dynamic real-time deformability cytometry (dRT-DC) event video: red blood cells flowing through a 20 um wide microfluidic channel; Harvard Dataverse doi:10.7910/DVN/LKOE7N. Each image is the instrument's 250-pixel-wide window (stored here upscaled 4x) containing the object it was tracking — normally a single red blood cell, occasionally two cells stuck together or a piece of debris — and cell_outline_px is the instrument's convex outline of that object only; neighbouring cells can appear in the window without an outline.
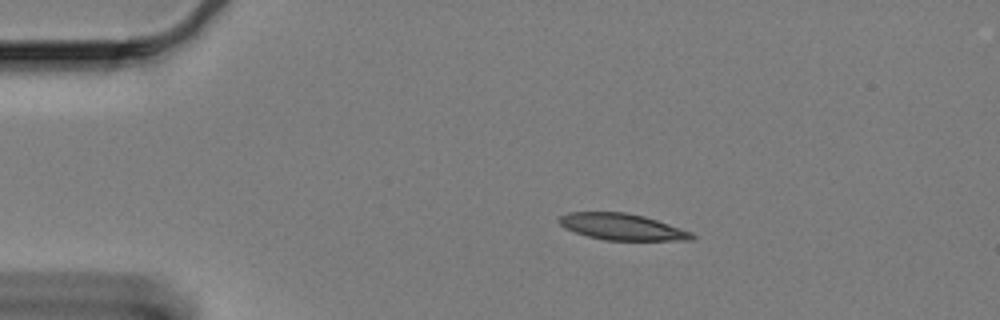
{"species": "Egyptian fruit bat (a non-hibernating species)", "species_latin": "Rousettus aegyptiacus", "temperature_condition": "cold", "stored_images_in_passage": 50, "camera_frame_rate_fps": 3000, "um_per_image_px": 0.085, "animal": {"sex": "female"}, "frame": {"image": 1, "passage_image": 1, "time_ms": 0.0, "image_size_px": [1000, 320], "cell_outline_px": [[696, 236], [692, 240], [604, 240], [588, 236], [564, 228], [560, 224], [560, 216], [568, 212], [624, 212], [644, 216], [692, 232]], "centroid_in_image_um": [52.88, 19.28], "position_along_channel_um": 32.1, "area_um2": 20.23}}
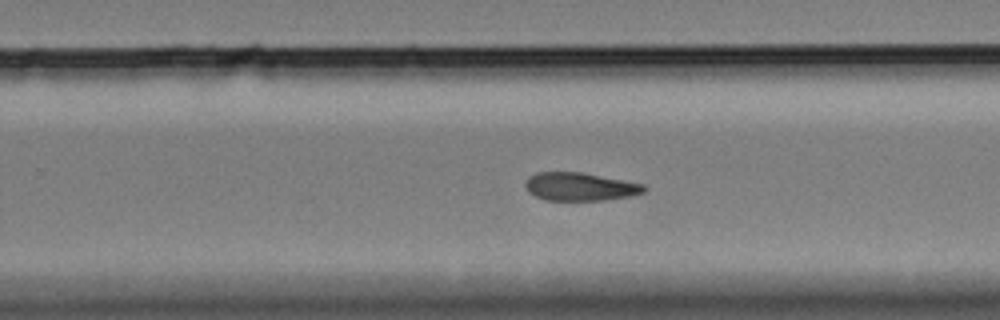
{"frame": {"image": 2, "passage_image": 28, "time_ms": 9.0, "image_size_px": [1000, 320], "cell_outline_px": [[648, 188], [644, 192], [632, 196], [604, 200], [544, 200], [528, 192], [524, 184], [528, 176], [536, 172], [580, 172], [644, 184]], "centroid_in_image_um": [49.29, 15.87], "position_along_channel_um": 280.5, "area_um2": 19.54}}
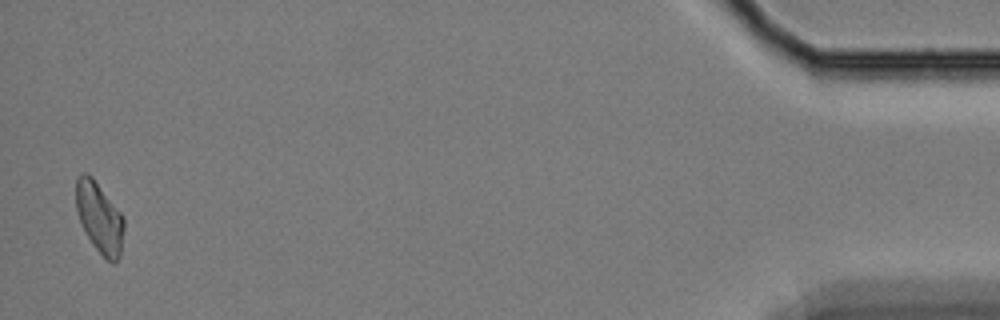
{"frame": {"image": 3, "passage_image": 49, "time_ms": 16.0, "image_size_px": [1000, 320], "cell_outline_px": [[124, 228], [120, 256], [116, 264], [112, 264], [96, 248], [88, 236], [80, 220], [76, 208], [76, 180], [84, 172], [88, 172], [92, 176], [124, 216]], "centroid_in_image_um": [8.48, 18.49], "position_along_channel_um": 426.7, "area_um2": 19.59}, "authors_computed_cell_mechanics": {"area_um2": 20.3456, "velocity_mm_per_s": 3.2885, "shape_relaxation_time_tau1_ms": null, "shape_relaxation_time_tau2_ms": 8.8736, "deformation_change_tau1": null, "deformation_change_tau2": 0.1597}}